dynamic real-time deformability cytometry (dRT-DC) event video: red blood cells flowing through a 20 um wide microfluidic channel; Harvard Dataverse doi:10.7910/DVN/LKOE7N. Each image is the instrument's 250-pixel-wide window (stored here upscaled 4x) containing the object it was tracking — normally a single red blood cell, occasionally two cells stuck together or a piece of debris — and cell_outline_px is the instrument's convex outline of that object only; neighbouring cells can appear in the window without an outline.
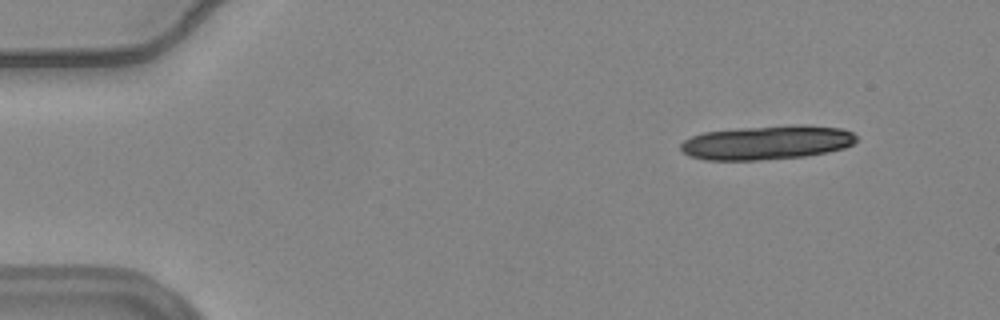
{"species": "common noctule bat (a hibernating species)", "species_latin": "Nyctalus noctula", "temperature_condition": "warm", "stored_images_in_passage": 13, "camera_frame_rate_fps": 3000, "um_per_image_px": 0.085, "animal": {"sex": "female", "body_mass_g": 24.6, "forearm_length_mm": 56.2}, "frame": {"image": 1, "passage_image": 1, "time_ms": 0.0, "image_size_px": [1000, 320], "cell_outline_px": [[856, 140], [852, 144], [844, 148], [828, 152], [804, 156], [756, 160], [704, 160], [688, 156], [680, 148], [680, 144], [684, 140], [692, 136], [704, 132], [740, 128], [840, 128], [852, 132], [856, 136]], "centroid_in_image_um": [65.07, 12.17], "position_along_channel_um": 19.9, "area_um2": 33.41}}